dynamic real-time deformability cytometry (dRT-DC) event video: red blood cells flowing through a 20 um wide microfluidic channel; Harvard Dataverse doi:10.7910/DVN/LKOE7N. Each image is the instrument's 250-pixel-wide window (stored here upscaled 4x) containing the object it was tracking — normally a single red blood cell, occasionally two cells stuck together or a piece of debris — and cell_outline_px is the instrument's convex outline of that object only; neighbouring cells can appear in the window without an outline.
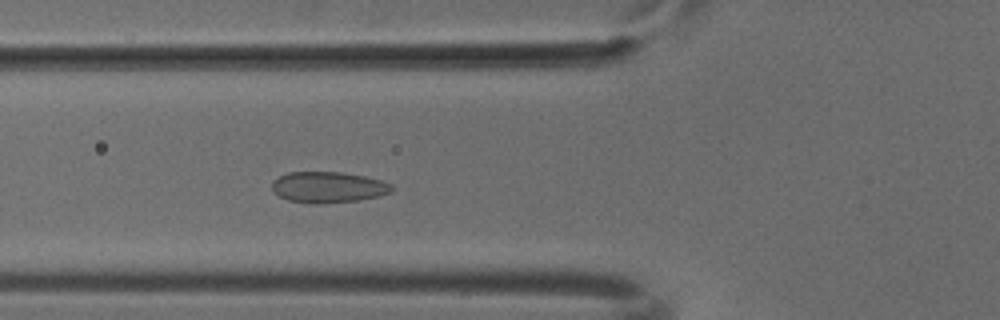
{"species": "common noctule bat (a hibernating species)", "species_latin": "Nyctalus noctula", "temperature_condition": "cold", "stored_images_in_passage": 38, "camera_frame_rate_fps": 3000, "um_per_image_px": 0.085, "animal": {"sex": "male", "body_mass_g": 18.8}, "frame": {"image": 1, "passage_image": 8, "time_ms": 2.333, "image_size_px": [1000, 320], "cell_outline_px": [[396, 188], [392, 192], [380, 196], [360, 200], [312, 204], [288, 200], [272, 192], [272, 180], [288, 172], [344, 172], [364, 176], [380, 180], [392, 184]], "centroid_in_image_um": [27.92, 15.91], "position_along_channel_um": 97.9, "area_um2": 21.85}}
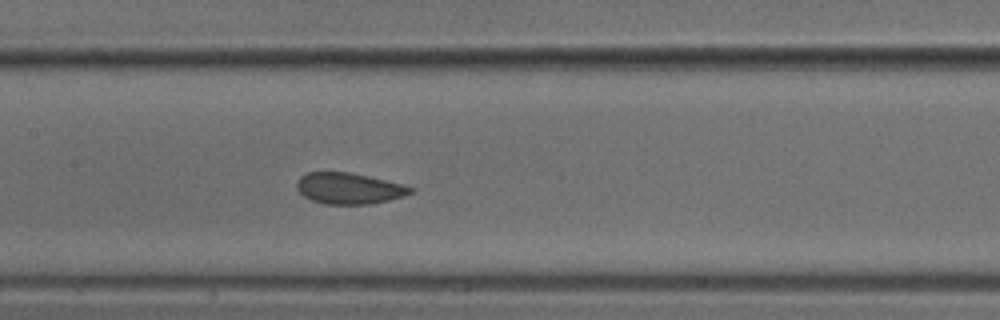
{"frame": {"image": 2, "passage_image": 14, "time_ms": 4.333, "image_size_px": [1000, 320], "cell_outline_px": [[412, 192], [404, 196], [388, 200], [368, 204], [324, 204], [312, 200], [304, 196], [296, 188], [296, 184], [300, 176], [308, 172], [348, 172], [368, 176], [404, 184], [412, 188]], "centroid_in_image_um": [29.64, 16.01], "position_along_channel_um": 177.8, "area_um2": 20.52}}
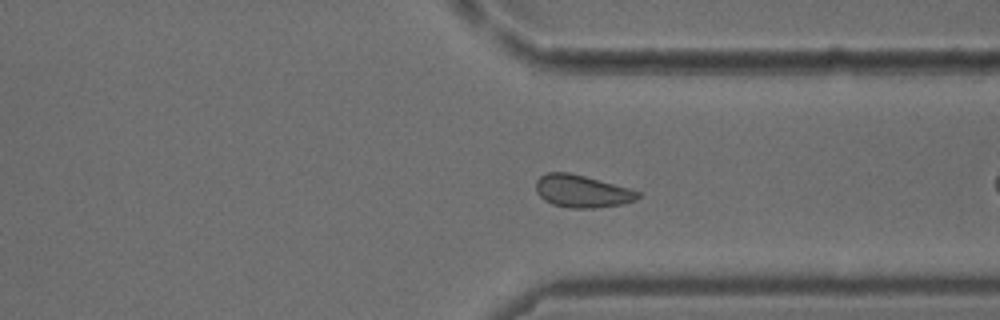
{"frame": {"image": 3, "passage_image": 25, "time_ms": 8.0, "image_size_px": [1000, 320], "cell_outline_px": [[640, 196], [636, 200], [620, 204], [592, 208], [572, 208], [552, 204], [544, 200], [536, 192], [536, 180], [540, 176], [548, 172], [568, 172], [584, 176], [628, 188], [640, 192]], "centroid_in_image_um": [49.43, 16.25], "position_along_channel_um": 362.0, "area_um2": 19.07}}